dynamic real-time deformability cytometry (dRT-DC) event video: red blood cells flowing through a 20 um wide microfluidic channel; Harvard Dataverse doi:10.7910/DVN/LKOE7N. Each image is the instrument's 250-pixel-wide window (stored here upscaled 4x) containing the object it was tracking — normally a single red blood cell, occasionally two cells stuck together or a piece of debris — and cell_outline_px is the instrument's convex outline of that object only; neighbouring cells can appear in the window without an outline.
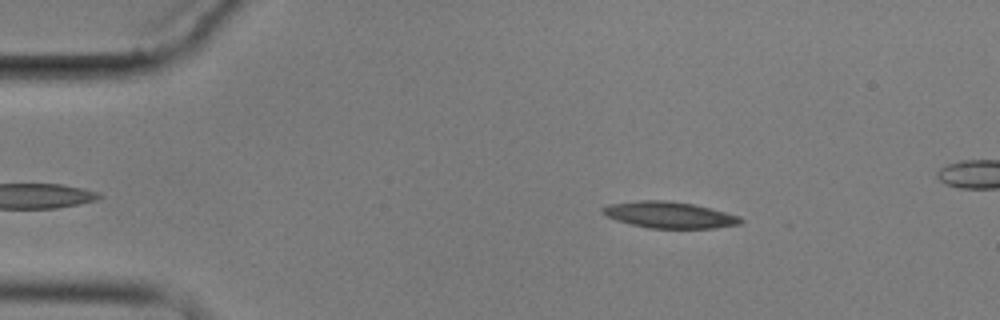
{"species": "common noctule bat (a hibernating species)", "species_latin": "Nyctalus noctula", "temperature_condition": "cold", "stored_images_in_passage": 4, "camera_frame_rate_fps": 3000, "um_per_image_px": 0.085, "animal": {"sex": "male", "body_mass_g": 17.9}, "frame": {"image": 1, "passage_image": 1, "time_ms": 0.0, "image_size_px": [1000, 320], "cell_outline_px": [[744, 220], [740, 224], [716, 228], [648, 228], [616, 220], [600, 212], [600, 208], [608, 204], [640, 200], [664, 200], [692, 204], [740, 216]], "centroid_in_image_um": [56.87, 18.27], "position_along_channel_um": 28.1, "area_um2": 21.1}}